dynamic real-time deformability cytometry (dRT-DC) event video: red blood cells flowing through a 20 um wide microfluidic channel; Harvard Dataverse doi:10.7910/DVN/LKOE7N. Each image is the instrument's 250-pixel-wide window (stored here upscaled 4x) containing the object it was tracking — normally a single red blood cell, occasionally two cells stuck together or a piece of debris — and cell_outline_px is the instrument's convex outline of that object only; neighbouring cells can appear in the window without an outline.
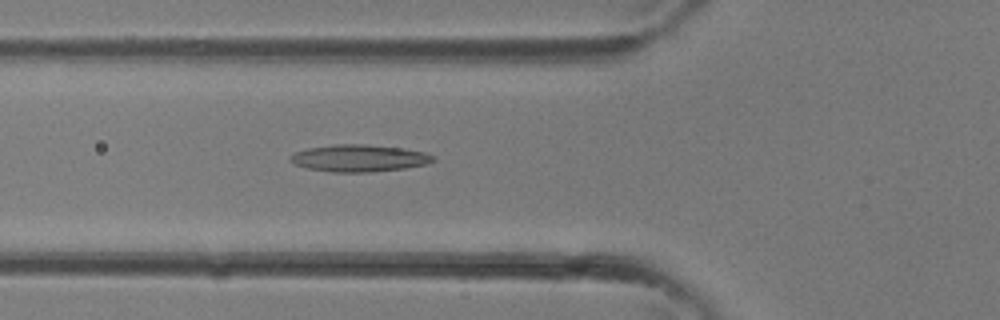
{"species": "common noctule bat (a hibernating species)", "species_latin": "Nyctalus noctula", "temperature_condition": "room temperature", "stored_images_in_passage": 24, "camera_frame_rate_fps": 3000, "um_per_image_px": 0.085, "animal": {"sex": "female"}, "frame": {"image": 1, "passage_image": 2, "time_ms": 0.333, "image_size_px": [1000, 320], "cell_outline_px": [[436, 160], [428, 164], [404, 168], [372, 172], [332, 172], [308, 168], [292, 164], [288, 160], [288, 156], [292, 152], [308, 148], [336, 144], [364, 144], [404, 148], [424, 152], [436, 156]], "centroid_in_image_um": [30.5, 13.44], "position_along_channel_um": 95.3, "area_um2": 22.83}}
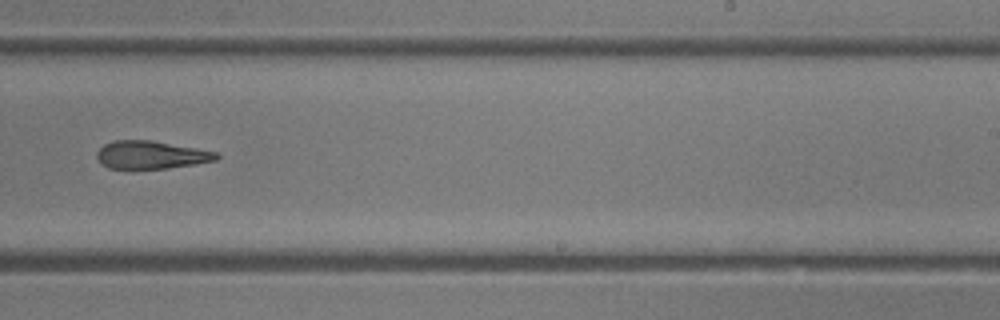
{"frame": {"image": 2, "passage_image": 11, "time_ms": 3.333, "image_size_px": [1000, 320], "cell_outline_px": [[220, 156], [216, 160], [196, 164], [168, 168], [108, 168], [96, 156], [96, 152], [104, 144], [112, 140], [152, 140], [196, 148], [216, 152]], "centroid_in_image_um": [12.85, 13.15], "position_along_channel_um": 276.2, "area_um2": 19.31}}
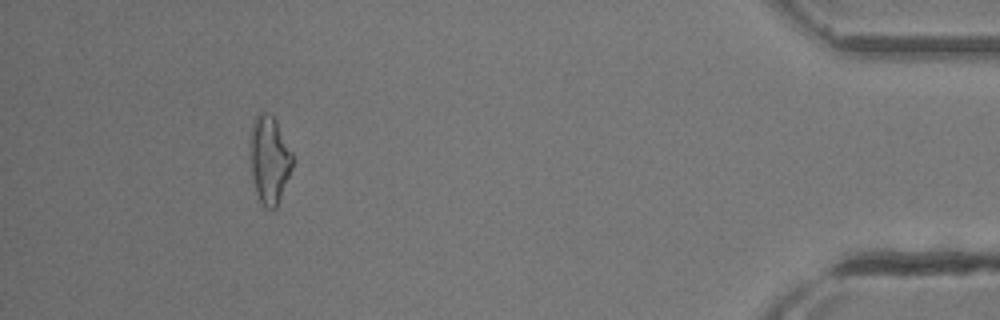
{"frame": {"image": 3, "passage_image": 21, "time_ms": 6.667, "image_size_px": [1000, 320], "cell_outline_px": [[292, 168], [276, 208], [264, 208], [260, 204], [256, 192], [252, 176], [252, 120], [260, 112], [268, 112], [276, 120], [292, 152]], "centroid_in_image_um": [22.92, 13.58], "position_along_channel_um": 412.3, "area_um2": 21.15}}